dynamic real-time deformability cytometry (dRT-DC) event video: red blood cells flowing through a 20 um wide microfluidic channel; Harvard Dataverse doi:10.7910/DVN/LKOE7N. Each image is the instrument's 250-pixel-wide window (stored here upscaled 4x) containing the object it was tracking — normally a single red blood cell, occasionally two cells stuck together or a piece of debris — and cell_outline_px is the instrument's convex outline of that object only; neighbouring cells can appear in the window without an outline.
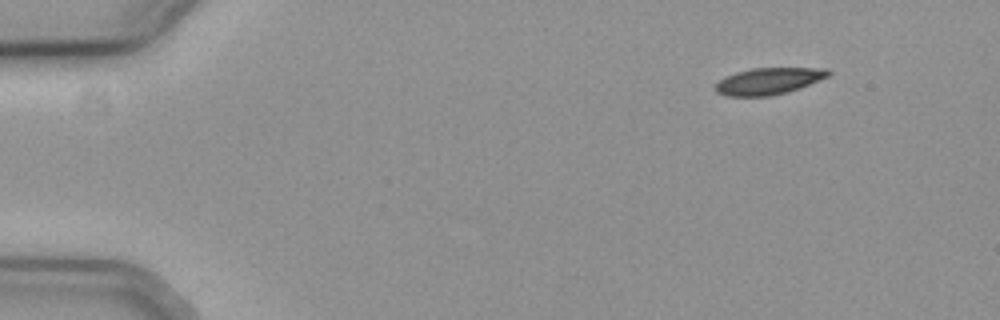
{"species": "common noctule bat (a hibernating species)", "species_latin": "Nyctalus noctula", "temperature_condition": "cold", "stored_images_in_passage": 51, "camera_frame_rate_fps": 3000, "um_per_image_px": 0.085, "animal": {"sex": "female", "body_mass_g": 19.3, "forearm_length_mm": 54.1}, "frame": {"image": 1, "passage_image": 1, "time_ms": 0.0, "image_size_px": [1000, 320], "cell_outline_px": [[832, 72], [828, 76], [800, 88], [788, 92], [768, 96], [728, 96], [716, 92], [716, 84], [724, 76], [736, 72], [752, 68], [828, 68]], "centroid_in_image_um": [65.34, 6.89], "position_along_channel_um": 19.7, "area_um2": 17.51}}
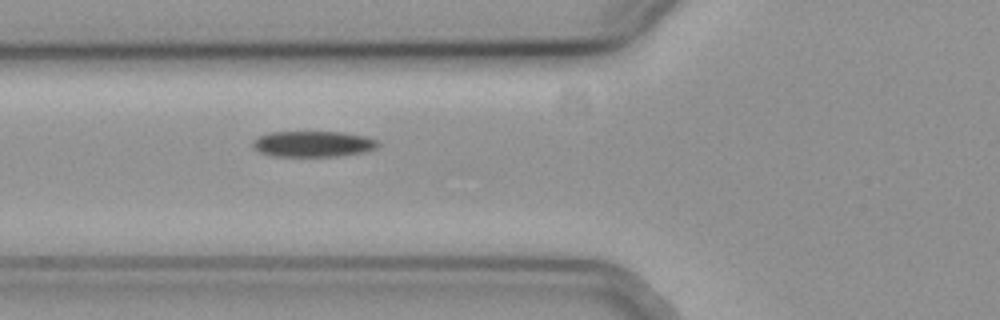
{"frame": {"image": 2, "passage_image": 16, "time_ms": 5.0, "image_size_px": [1000, 320], "cell_outline_px": [[380, 144], [376, 148], [364, 152], [336, 156], [272, 156], [260, 152], [252, 148], [252, 140], [268, 132], [340, 132], [364, 136], [376, 140]], "centroid_in_image_um": [26.57, 12.23], "position_along_channel_um": 99.2, "area_um2": 18.84}}
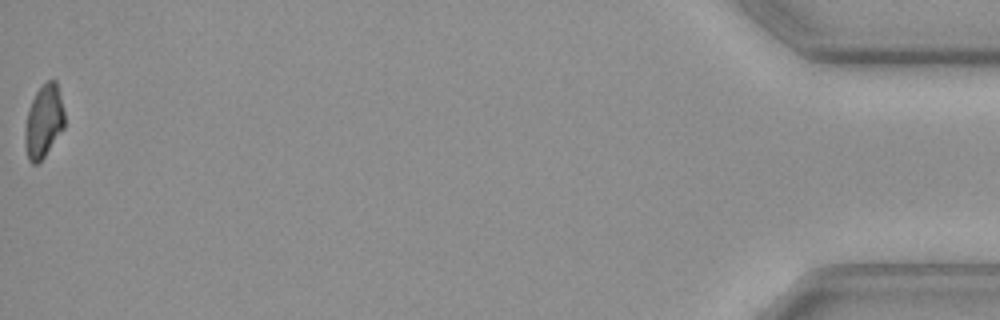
{"frame": {"image": 3, "passage_image": 51, "time_ms": 16.667, "image_size_px": [1000, 320], "cell_outline_px": [[64, 128], [44, 156], [36, 164], [32, 164], [28, 160], [24, 140], [24, 128], [28, 108], [36, 92], [48, 80], [56, 80], [64, 112]], "centroid_in_image_um": [3.69, 10.32], "position_along_channel_um": 431.5, "area_um2": 16.7}, "authors_computed_cell_mechanics": {"area_um2": 18.785, "velocity_mm_per_s": 3.7048, "shape_relaxation_time_tau1_ms": 3.5284, "shape_relaxation_time_tau2_ms": null, "deformation_change_tau1": 0.1047, "deformation_change_tau2": null}}